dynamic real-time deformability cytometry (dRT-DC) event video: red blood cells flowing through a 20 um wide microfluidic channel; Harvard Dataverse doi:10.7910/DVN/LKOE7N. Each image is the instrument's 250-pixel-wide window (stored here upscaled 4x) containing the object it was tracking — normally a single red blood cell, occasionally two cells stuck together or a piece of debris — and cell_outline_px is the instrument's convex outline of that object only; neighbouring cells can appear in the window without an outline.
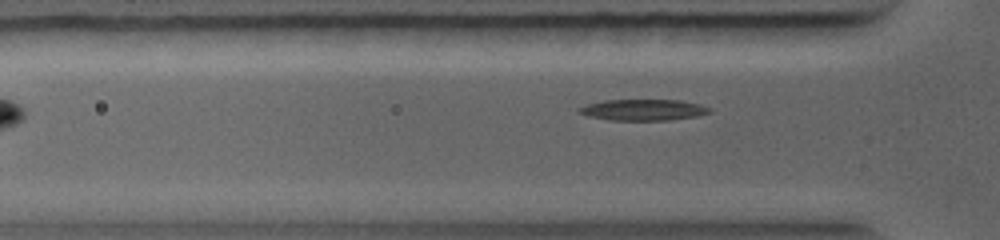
{"species": "common noctule bat (a hibernating species)", "species_latin": "Nyctalus noctula", "temperature_condition": "warm", "stored_images_in_passage": 61, "segment_of_instrument_passage": [1, 2], "camera_frame_rate_fps": 5000, "um_per_image_px": 0.085, "animal": {"sex": "female", "body_mass_g": 19.0, "forearm_length_mm": 56.7}, "frame": {"image": 1, "passage_image": 14, "time_ms": 1.6, "image_size_px": [1000, 240], "cell_outline_px": [[712, 112], [696, 116], [668, 120], [608, 120], [588, 116], [576, 112], [576, 108], [588, 104], [604, 100], [680, 100], [700, 104], [712, 108]], "centroid_in_image_um": [54.66, 9.34], "position_along_channel_um": 71.1, "area_um2": 16.18}}
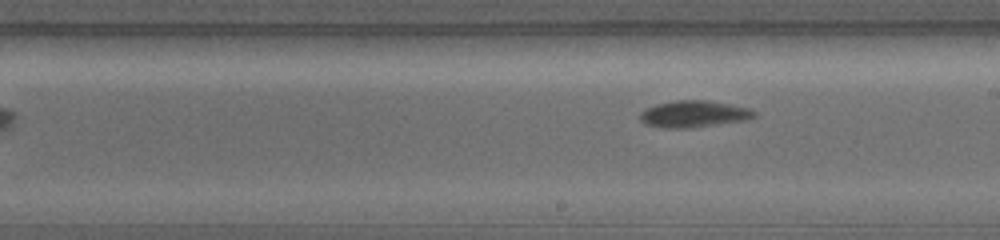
{"frame": {"image": 2, "passage_image": 39, "time_ms": 4.8, "image_size_px": [1000, 240], "cell_outline_px": [[756, 116], [744, 120], [688, 128], [664, 128], [644, 124], [640, 120], [640, 112], [656, 104], [676, 100], [708, 100], [748, 108], [756, 112]], "centroid_in_image_um": [58.93, 9.69], "position_along_channel_um": 230.1, "area_um2": 17.57}}
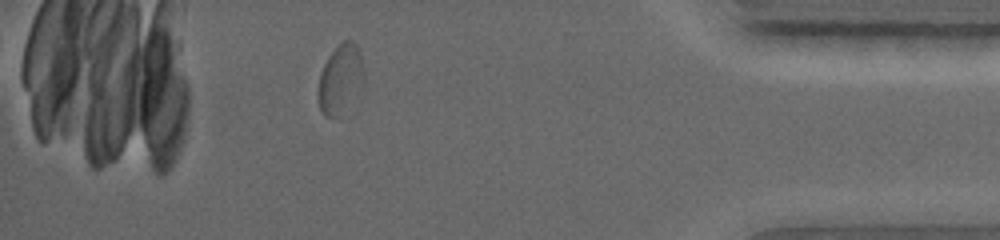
{"frame": {"image": 3, "passage_image": 57, "time_ms": 9.2, "image_size_px": [1000, 240], "cell_outline_px": [[364, 88], [340, 120], [324, 116], [320, 108], [316, 96], [316, 92], [320, 72], [328, 56], [344, 40], [352, 40], [356, 44], [360, 52], [364, 72]], "centroid_in_image_um": [28.95, 6.83], "position_along_channel_um": 406.3, "area_um2": 19.54}}